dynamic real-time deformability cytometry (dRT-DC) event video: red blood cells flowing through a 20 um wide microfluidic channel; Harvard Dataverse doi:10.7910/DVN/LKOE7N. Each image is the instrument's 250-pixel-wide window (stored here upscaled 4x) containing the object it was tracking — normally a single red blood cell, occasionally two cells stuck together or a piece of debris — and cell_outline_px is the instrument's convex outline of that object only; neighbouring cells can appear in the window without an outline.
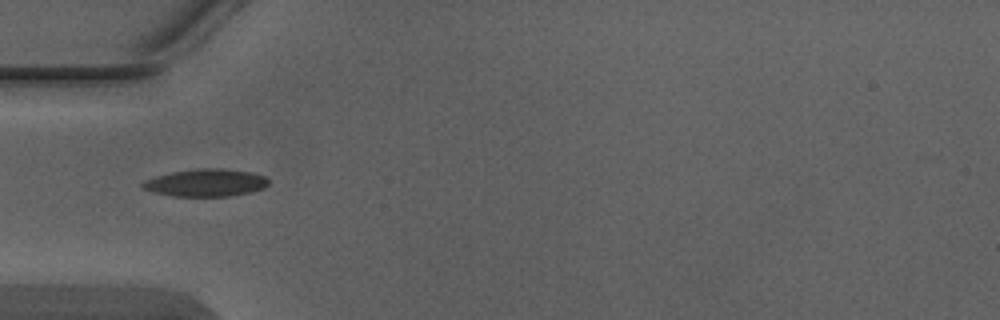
{"species": "Egyptian fruit bat (a non-hibernating species)", "species_latin": "Rousettus aegyptiacus", "temperature_condition": "warm", "stored_images_in_passage": 3, "camera_frame_rate_fps": 3000, "um_per_image_px": 0.085, "animal": {"sex": "male"}, "frame": {"image": 1, "passage_image": 3, "time_ms": 0.667, "image_size_px": [1000, 320], "cell_outline_px": [[268, 184], [264, 188], [252, 192], [232, 196], [172, 196], [152, 192], [144, 188], [140, 184], [144, 180], [156, 176], [172, 172], [196, 168], [220, 168], [252, 172], [264, 176], [268, 180]], "centroid_in_image_um": [17.5, 15.53], "position_along_channel_um": 67.5, "area_um2": 20.29}}